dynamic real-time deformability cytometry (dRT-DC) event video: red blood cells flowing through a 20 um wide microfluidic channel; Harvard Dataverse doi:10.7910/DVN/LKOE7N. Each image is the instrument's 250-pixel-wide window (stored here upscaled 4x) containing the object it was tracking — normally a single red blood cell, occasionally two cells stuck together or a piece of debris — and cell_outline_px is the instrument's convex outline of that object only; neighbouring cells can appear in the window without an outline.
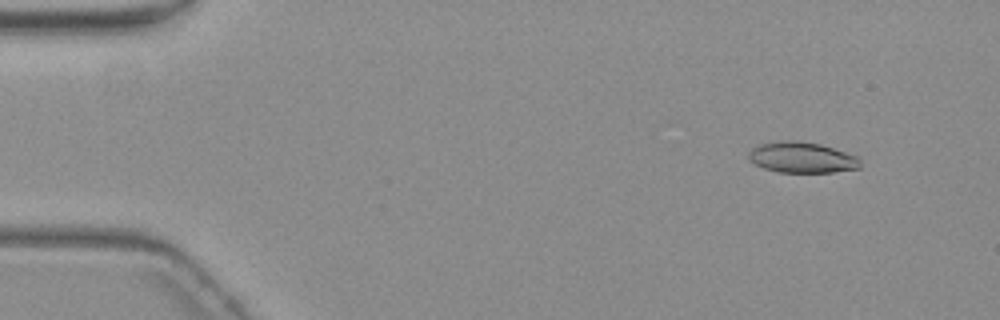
{"species": "common noctule bat (a hibernating species)", "species_latin": "Nyctalus noctula", "temperature_condition": "warm", "stored_images_in_passage": 5, "camera_frame_rate_fps": 3000, "um_per_image_px": 0.085, "animal": {"sex": "female", "body_mass_g": 19.3, "forearm_length_mm": 54.1}, "frame": {"image": 1, "passage_image": 2, "time_ms": 1.0, "image_size_px": [1000, 320], "cell_outline_px": [[860, 168], [832, 172], [780, 172], [764, 168], [748, 160], [748, 152], [752, 148], [760, 144], [780, 140], [796, 140], [820, 144], [856, 156], [860, 160]], "centroid_in_image_um": [68.12, 13.38], "position_along_channel_um": 16.9, "area_um2": 19.94}}
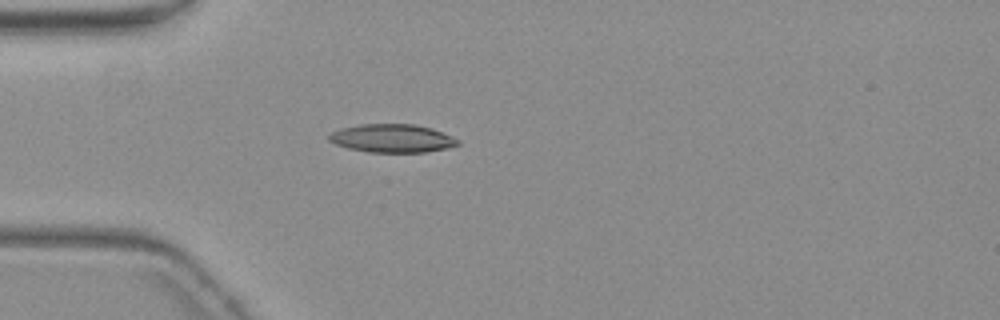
{"frame": {"image": 2, "passage_image": 5, "time_ms": 4.667, "image_size_px": [1000, 320], "cell_outline_px": [[460, 144], [444, 148], [424, 152], [368, 152], [348, 148], [336, 144], [328, 140], [328, 136], [332, 132], [340, 128], [360, 124], [416, 124], [432, 128], [452, 136], [460, 140]], "centroid_in_image_um": [33.32, 11.75], "position_along_channel_um": 51.7, "area_um2": 21.21}}